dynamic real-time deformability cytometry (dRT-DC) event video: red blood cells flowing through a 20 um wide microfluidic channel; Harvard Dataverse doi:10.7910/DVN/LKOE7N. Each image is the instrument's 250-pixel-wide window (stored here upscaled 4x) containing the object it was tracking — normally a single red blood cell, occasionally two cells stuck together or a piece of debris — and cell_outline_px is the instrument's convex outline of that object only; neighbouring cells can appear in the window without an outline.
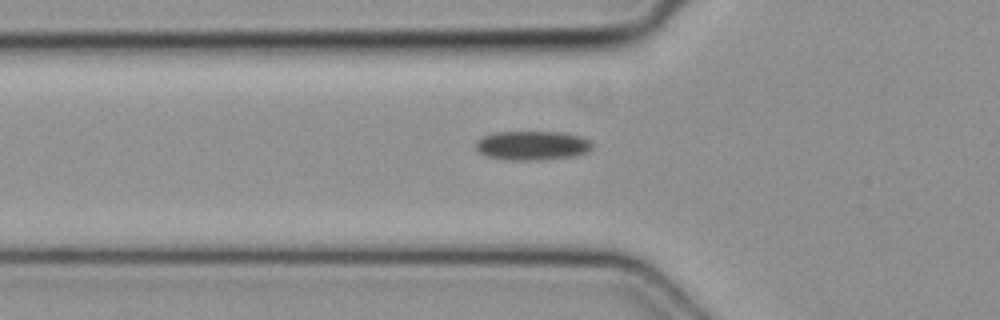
{"species": "common noctule bat (a hibernating species)", "species_latin": "Nyctalus noctula", "temperature_condition": "cold", "stored_images_in_passage": 33, "camera_frame_rate_fps": 3000, "um_per_image_px": 0.085, "animal": {"sex": "female", "body_mass_g": 19.3, "forearm_length_mm": 54.1}, "frame": {"image": 1, "passage_image": 2, "time_ms": 0.333, "image_size_px": [1000, 320], "cell_outline_px": [[592, 148], [588, 152], [576, 156], [540, 160], [504, 160], [484, 156], [476, 148], [476, 140], [484, 136], [496, 132], [560, 132], [580, 136], [588, 140], [592, 144]], "centroid_in_image_um": [45.23, 12.38], "position_along_channel_um": 80.6, "area_um2": 19.94}}
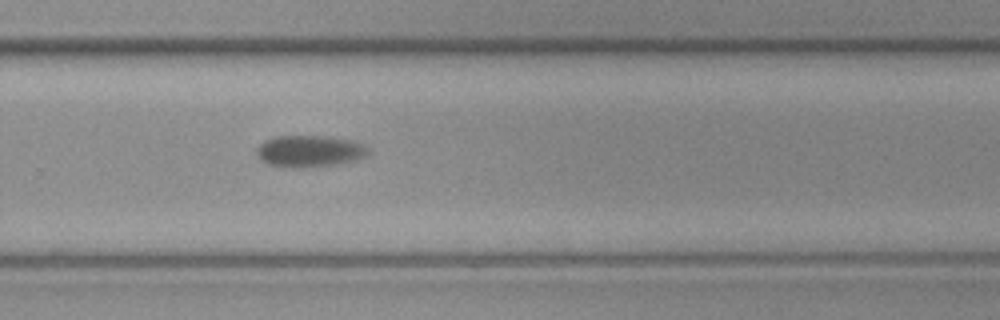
{"frame": {"image": 2, "passage_image": 18, "time_ms": 5.667, "image_size_px": [1000, 320], "cell_outline_px": [[368, 152], [364, 156], [356, 160], [332, 164], [304, 168], [292, 168], [268, 164], [256, 152], [260, 144], [264, 140], [276, 136], [320, 136], [352, 140], [364, 144], [368, 148]], "centroid_in_image_um": [26.31, 12.84], "position_along_channel_um": 303.5, "area_um2": 20.29}}
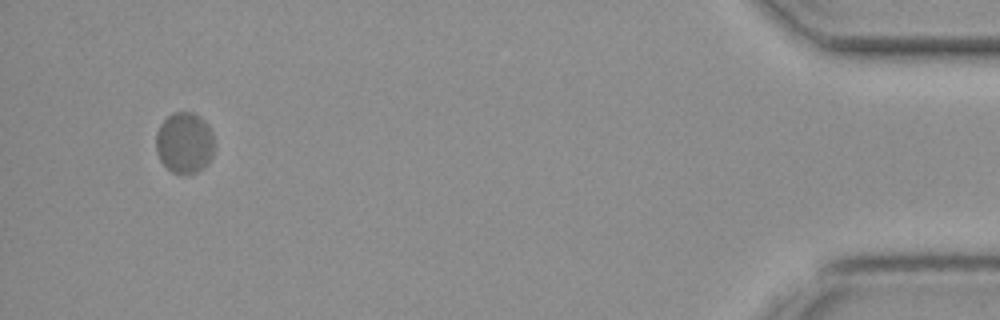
{"frame": {"image": 3, "passage_image": 32, "time_ms": 10.333, "image_size_px": [1000, 320], "cell_outline_px": [[212, 156], [208, 164], [196, 172], [184, 176], [180, 176], [172, 172], [160, 160], [156, 152], [156, 132], [160, 124], [172, 112], [192, 112], [200, 116], [208, 124], [212, 132]], "centroid_in_image_um": [15.66, 12.15], "position_along_channel_um": 419.5, "area_um2": 20.98}}